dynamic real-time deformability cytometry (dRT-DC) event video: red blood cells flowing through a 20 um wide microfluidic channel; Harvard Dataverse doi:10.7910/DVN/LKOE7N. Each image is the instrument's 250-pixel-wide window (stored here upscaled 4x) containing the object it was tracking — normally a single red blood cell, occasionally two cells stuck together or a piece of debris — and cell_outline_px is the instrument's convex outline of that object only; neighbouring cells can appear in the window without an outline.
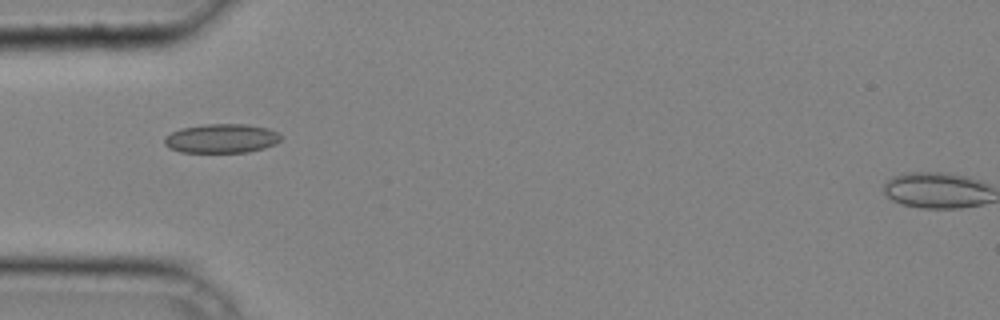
{"species": "common noctule bat (a hibernating species)", "species_latin": "Nyctalus noctula", "temperature_condition": "cold", "stored_images_in_passage": 26, "camera_frame_rate_fps": 3000, "um_per_image_px": 0.085, "animal": {"sex": "male", "body_mass_g": 20.4}, "frame": {"image": 1, "passage_image": 1, "time_ms": 0.0, "image_size_px": [1000, 320], "cell_outline_px": [[280, 140], [276, 144], [264, 148], [248, 152], [180, 152], [168, 148], [164, 144], [164, 136], [180, 128], [204, 124], [248, 124], [268, 128], [280, 132]], "centroid_in_image_um": [18.82, 11.76], "position_along_channel_um": 66.2, "area_um2": 20.0}}
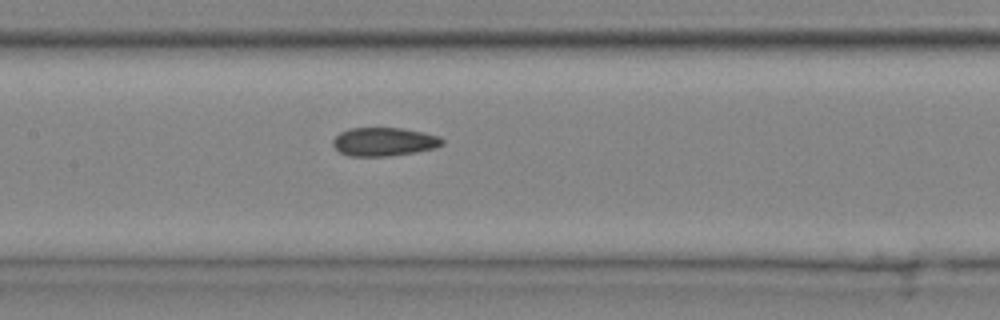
{"frame": {"image": 2, "passage_image": 8, "time_ms": 2.333, "image_size_px": [1000, 320], "cell_outline_px": [[444, 144], [436, 148], [416, 152], [388, 156], [348, 156], [340, 152], [332, 144], [332, 140], [340, 132], [348, 128], [400, 128], [424, 132], [440, 136], [444, 140]], "centroid_in_image_um": [32.66, 12.05], "position_along_channel_um": 174.7, "area_um2": 18.32}}
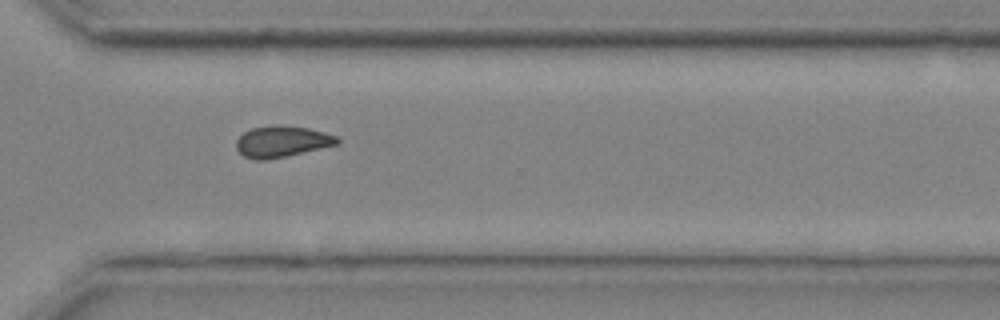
{"frame": {"image": 3, "passage_image": 19, "time_ms": 6.0, "image_size_px": [1000, 320], "cell_outline_px": [[340, 140], [336, 144], [320, 148], [284, 156], [264, 160], [256, 160], [244, 156], [236, 148], [236, 140], [244, 132], [252, 128], [308, 128], [340, 136]], "centroid_in_image_um": [23.97, 12.07], "position_along_channel_um": 346.6, "area_um2": 17.4}}